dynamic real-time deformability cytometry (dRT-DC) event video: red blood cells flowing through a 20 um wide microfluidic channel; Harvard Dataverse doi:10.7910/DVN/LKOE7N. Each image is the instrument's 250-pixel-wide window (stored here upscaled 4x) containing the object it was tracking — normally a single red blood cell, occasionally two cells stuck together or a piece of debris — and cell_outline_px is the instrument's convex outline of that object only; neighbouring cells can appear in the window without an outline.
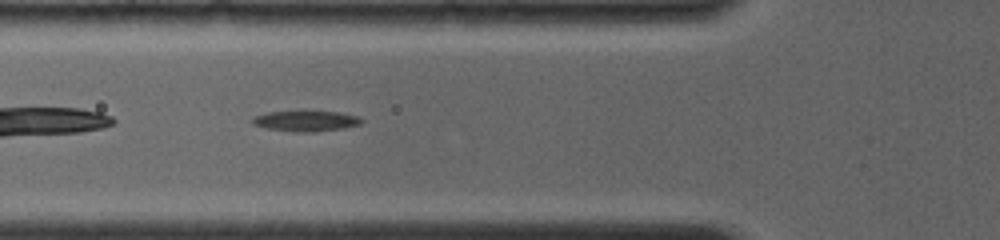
{"species": "common noctule bat (a hibernating species)", "species_latin": "Nyctalus noctula", "temperature_condition": "room temperature", "stored_images_in_passage": 50, "camera_frame_rate_fps": 4000, "um_per_image_px": 0.085, "animal": {"sex": "female", "body_mass_g": 19.0, "forearm_length_mm": 56.7}, "frame": {"image": 1, "passage_image": 7, "time_ms": 1.25, "image_size_px": [1000, 240], "cell_outline_px": [[364, 120], [360, 124], [340, 128], [312, 132], [296, 132], [264, 128], [252, 124], [252, 116], [268, 112], [340, 112], [360, 116]], "centroid_in_image_um": [25.98, 10.29], "position_along_channel_um": 99.8, "area_um2": 12.95}}
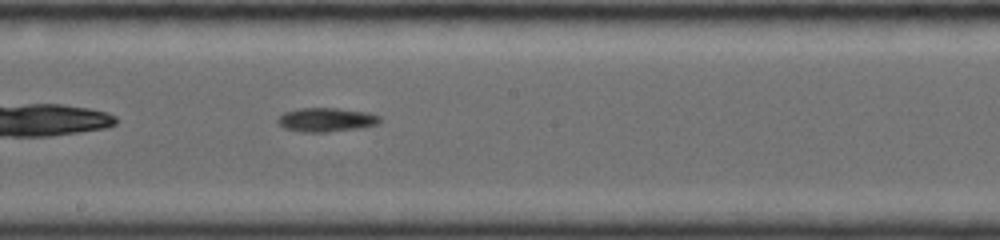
{"frame": {"image": 2, "passage_image": 21, "time_ms": 4.25, "image_size_px": [1000, 240], "cell_outline_px": [[380, 124], [360, 128], [328, 132], [300, 132], [284, 128], [276, 120], [284, 112], [300, 108], [336, 108], [368, 112], [380, 116]], "centroid_in_image_um": [27.75, 10.18], "position_along_channel_um": 220.5, "area_um2": 14.33}}
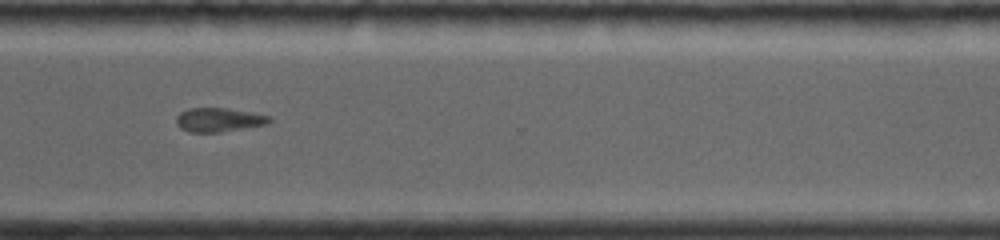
{"frame": {"image": 3, "passage_image": 38, "time_ms": 7.5, "image_size_px": [1000, 240], "cell_outline_px": [[272, 120], [268, 124], [220, 132], [188, 132], [180, 128], [176, 124], [176, 116], [180, 112], [188, 108], [224, 108], [272, 116]], "centroid_in_image_um": [18.58, 10.19], "position_along_channel_um": 352.0, "area_um2": 13.01}, "authors_computed_cell_mechanics": {"area_um2": 13.3807, "velocity_mm_per_s": 4.041, "shape_relaxation_time_tau1_ms": 2.1484, "shape_relaxation_time_tau2_ms": null, "deformation_change_tau1": 0.0997, "deformation_change_tau2": null}}